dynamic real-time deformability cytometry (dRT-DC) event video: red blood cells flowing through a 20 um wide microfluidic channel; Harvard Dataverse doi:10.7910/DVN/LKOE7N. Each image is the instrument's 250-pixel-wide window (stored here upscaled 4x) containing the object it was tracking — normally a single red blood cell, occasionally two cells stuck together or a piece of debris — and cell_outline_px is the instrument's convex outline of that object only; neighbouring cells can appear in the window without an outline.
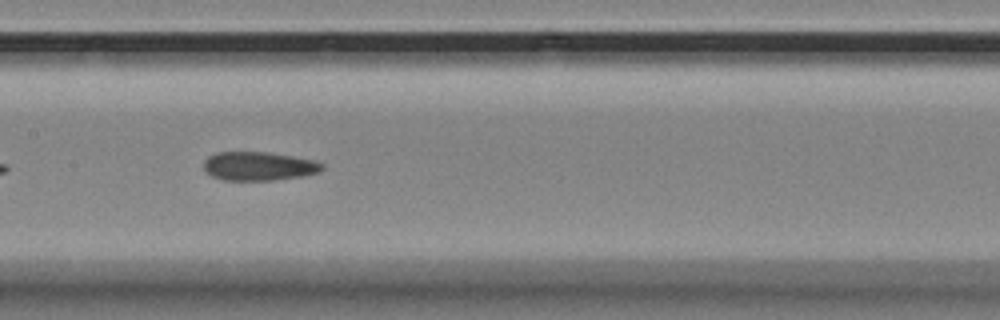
{"species": "Egyptian fruit bat (a non-hibernating species)", "species_latin": "Rousettus aegyptiacus", "temperature_condition": "room temperature", "stored_images_in_passage": 13, "camera_frame_rate_fps": 3000, "um_per_image_px": 0.085, "animal": {"sex": "female"}, "frame": {"image": 1, "passage_image": 8, "time_ms": 2.333, "image_size_px": [1000, 320], "cell_outline_px": [[324, 168], [320, 172], [300, 176], [272, 180], [224, 180], [212, 176], [204, 168], [204, 160], [208, 156], [216, 152], [268, 152], [316, 160], [324, 164]], "centroid_in_image_um": [22.01, 14.11], "position_along_channel_um": 185.4, "area_um2": 19.83}}
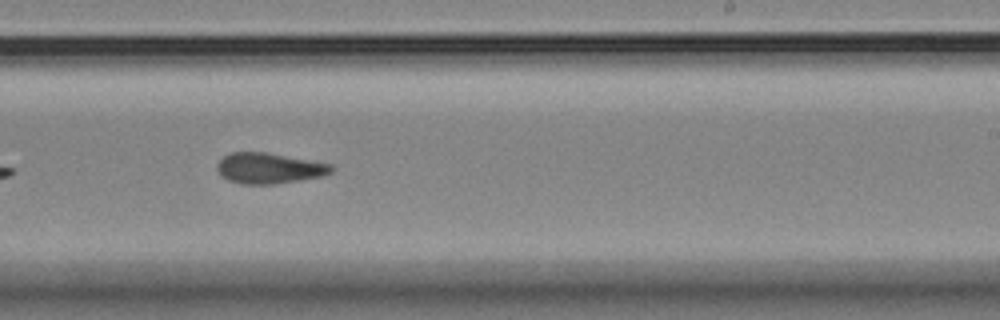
{"frame": {"image": 2, "passage_image": 10, "time_ms": 3.0, "image_size_px": [1000, 320], "cell_outline_px": [[332, 172], [324, 176], [276, 184], [240, 184], [228, 180], [220, 176], [216, 168], [216, 164], [228, 152], [268, 152], [332, 164]], "centroid_in_image_um": [22.85, 14.3], "position_along_channel_um": 266.2, "area_um2": 20.69}}
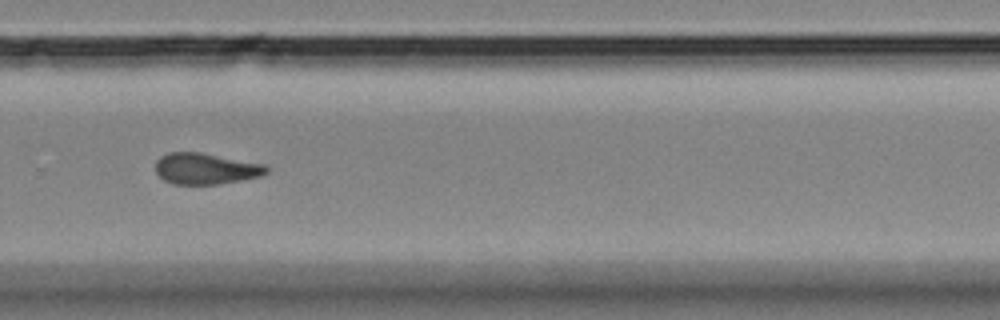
{"frame": {"image": 3, "passage_image": 11, "time_ms": 3.333, "image_size_px": [1000, 320], "cell_outline_px": [[268, 172], [260, 176], [220, 184], [172, 184], [164, 180], [156, 172], [156, 160], [160, 156], [168, 152], [196, 152], [268, 164]], "centroid_in_image_um": [17.49, 14.33], "position_along_channel_um": 312.3, "area_um2": 20.17}}